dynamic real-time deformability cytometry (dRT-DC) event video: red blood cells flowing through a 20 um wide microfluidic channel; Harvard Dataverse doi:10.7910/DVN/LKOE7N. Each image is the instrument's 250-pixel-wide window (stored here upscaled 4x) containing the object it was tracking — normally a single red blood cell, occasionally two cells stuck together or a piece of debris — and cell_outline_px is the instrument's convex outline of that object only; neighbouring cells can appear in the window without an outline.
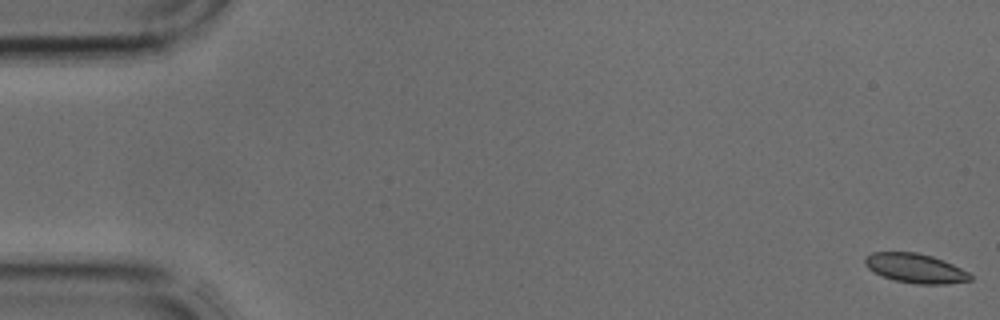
{"species": "common noctule bat (a hibernating species)", "species_latin": "Nyctalus noctula", "temperature_condition": "cold", "stored_images_in_passage": 4, "camera_frame_rate_fps": 3000, "um_per_image_px": 0.085, "animal": {"sex": "male", "body_mass_g": 17.9, "forearm_length_mm": 54.2}, "frame": {"image": 1, "passage_image": 1, "time_ms": 0.0, "image_size_px": [1000, 320], "cell_outline_px": [[972, 280], [948, 284], [916, 284], [896, 280], [884, 276], [868, 268], [864, 264], [864, 256], [872, 252], [916, 252], [932, 256], [944, 260], [968, 272], [972, 276]], "centroid_in_image_um": [77.81, 22.79], "position_along_channel_um": 7.2, "area_um2": 17.98}}